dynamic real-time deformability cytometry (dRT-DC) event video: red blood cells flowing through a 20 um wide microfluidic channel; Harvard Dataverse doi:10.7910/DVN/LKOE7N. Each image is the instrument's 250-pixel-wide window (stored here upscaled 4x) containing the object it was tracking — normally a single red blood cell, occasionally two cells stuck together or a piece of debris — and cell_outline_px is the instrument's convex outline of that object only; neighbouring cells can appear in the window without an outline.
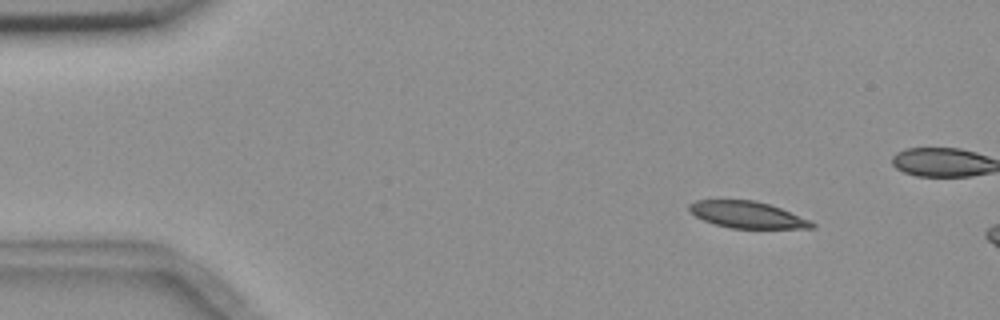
{"species": "common noctule bat (a hibernating species)", "species_latin": "Nyctalus noctula", "temperature_condition": "room temperature", "stored_images_in_passage": 4, "camera_frame_rate_fps": 3000, "um_per_image_px": 0.085, "animal": {"sex": "female", "body_mass_g": 18.4}, "frame": {"image": 1, "passage_image": 2, "time_ms": 1.0, "image_size_px": [1000, 320], "cell_outline_px": [[816, 228], [728, 228], [704, 220], [696, 216], [688, 208], [688, 204], [696, 200], [756, 200], [780, 208], [812, 220], [816, 224]], "centroid_in_image_um": [63.55, 18.25], "position_along_channel_um": 21.4, "area_um2": 19.02}}